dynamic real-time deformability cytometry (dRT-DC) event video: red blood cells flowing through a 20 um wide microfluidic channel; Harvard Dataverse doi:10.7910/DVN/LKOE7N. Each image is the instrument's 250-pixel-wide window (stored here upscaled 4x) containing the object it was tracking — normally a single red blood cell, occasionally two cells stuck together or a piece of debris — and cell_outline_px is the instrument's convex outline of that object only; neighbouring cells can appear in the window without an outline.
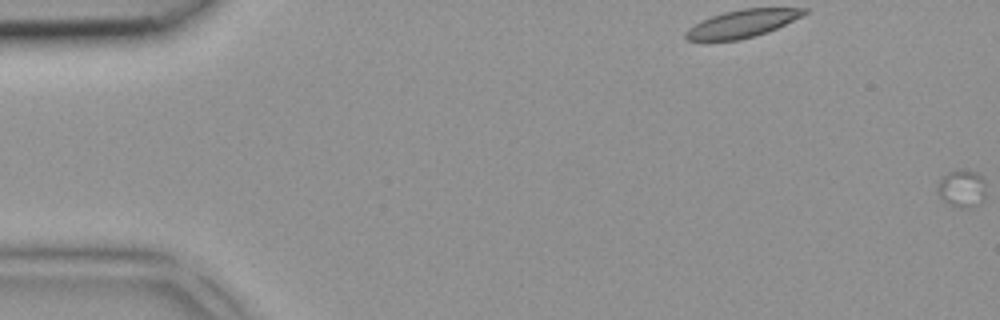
{"species": "common noctule bat (a hibernating species)", "species_latin": "Nyctalus noctula", "temperature_condition": "room temperature", "stored_images_in_passage": 5, "camera_frame_rate_fps": 3000, "um_per_image_px": 0.085, "animal": {"sex": "female", "body_mass_g": 18.4}, "frame": {"image": 1, "passage_image": 1, "time_ms": 0.0, "image_size_px": [1000, 320], "cell_outline_px": [[984, 200], [968, 208], [960, 208], [940, 200], [936, 188], [940, 180], [948, 172], [960, 168], [968, 168], [976, 172], [984, 180]], "centroid_in_image_um": [81.73, 16.0], "position_along_channel_um": 3.3, "area_um2": 10.75}}